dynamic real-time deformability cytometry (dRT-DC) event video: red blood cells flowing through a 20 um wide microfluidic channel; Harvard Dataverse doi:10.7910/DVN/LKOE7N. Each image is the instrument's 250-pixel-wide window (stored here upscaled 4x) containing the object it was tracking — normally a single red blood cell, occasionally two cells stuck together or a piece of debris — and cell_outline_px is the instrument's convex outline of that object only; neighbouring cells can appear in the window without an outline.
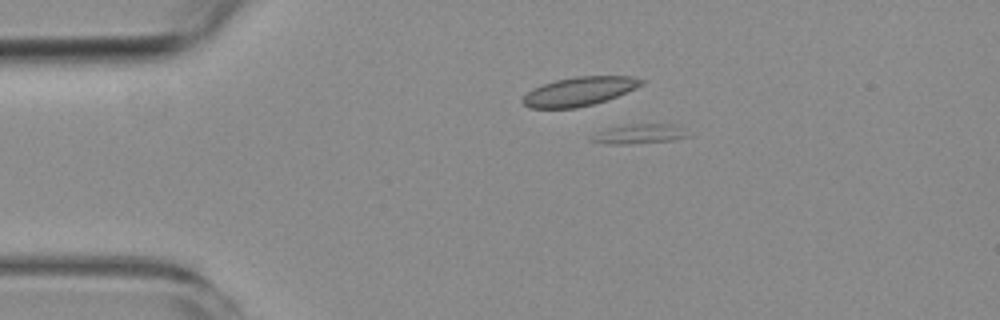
{"species": "common noctule bat (a hibernating species)", "species_latin": "Nyctalus noctula", "temperature_condition": "room temperature", "stored_images_in_passage": 4, "camera_frame_rate_fps": 3000, "um_per_image_px": 0.085, "animal": {"sex": "female", "body_mass_g": 19.3, "forearm_length_mm": 54.1}, "frame": {"image": 1, "passage_image": 3, "time_ms": 3.333, "image_size_px": [1000, 320], "cell_outline_px": [[692, 136], [672, 140], [628, 144], [608, 144], [592, 140], [600, 132], [608, 128], [632, 124], [672, 124], [680, 128]], "centroid_in_image_um": [54.44, 11.39], "position_along_channel_um": 30.6, "area_um2": 10.52}}